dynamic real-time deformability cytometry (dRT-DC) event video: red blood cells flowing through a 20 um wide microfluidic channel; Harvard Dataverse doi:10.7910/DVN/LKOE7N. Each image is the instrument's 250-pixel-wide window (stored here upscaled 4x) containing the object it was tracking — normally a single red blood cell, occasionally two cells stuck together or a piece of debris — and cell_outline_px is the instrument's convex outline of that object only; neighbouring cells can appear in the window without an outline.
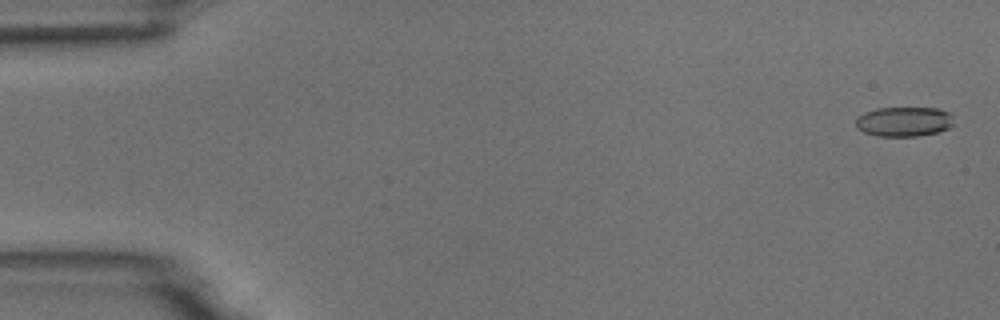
{"species": "common noctule bat (a hibernating species)", "species_latin": "Nyctalus noctula", "temperature_condition": "room temperature", "stored_images_in_passage": 5, "camera_frame_rate_fps": 3000, "um_per_image_px": 0.085, "animal": {"sex": "male", "body_mass_g": 18.8}, "frame": {"image": 1, "passage_image": 1, "time_ms": 0.0, "image_size_px": [1000, 320], "cell_outline_px": [[952, 124], [948, 128], [936, 132], [916, 136], [876, 136], [864, 132], [856, 124], [856, 120], [864, 112], [876, 108], [936, 108], [948, 112], [952, 116]], "centroid_in_image_um": [76.83, 10.33], "position_along_channel_um": 8.2, "area_um2": 16.7}}
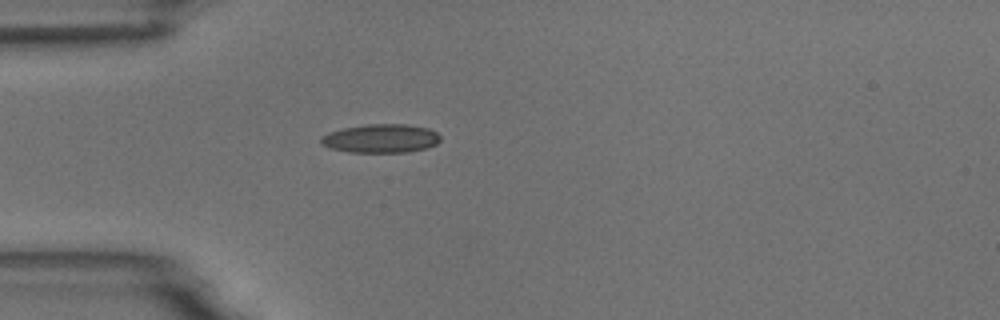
{"frame": {"image": 2, "passage_image": 5, "time_ms": 4.667, "image_size_px": [1000, 320], "cell_outline_px": [[440, 140], [436, 144], [424, 148], [408, 152], [348, 152], [332, 148], [324, 144], [320, 140], [320, 136], [328, 132], [344, 128], [368, 124], [404, 124], [428, 128], [436, 132], [440, 136]], "centroid_in_image_um": [32.37, 11.76], "position_along_channel_um": 52.6, "area_um2": 19.77}}